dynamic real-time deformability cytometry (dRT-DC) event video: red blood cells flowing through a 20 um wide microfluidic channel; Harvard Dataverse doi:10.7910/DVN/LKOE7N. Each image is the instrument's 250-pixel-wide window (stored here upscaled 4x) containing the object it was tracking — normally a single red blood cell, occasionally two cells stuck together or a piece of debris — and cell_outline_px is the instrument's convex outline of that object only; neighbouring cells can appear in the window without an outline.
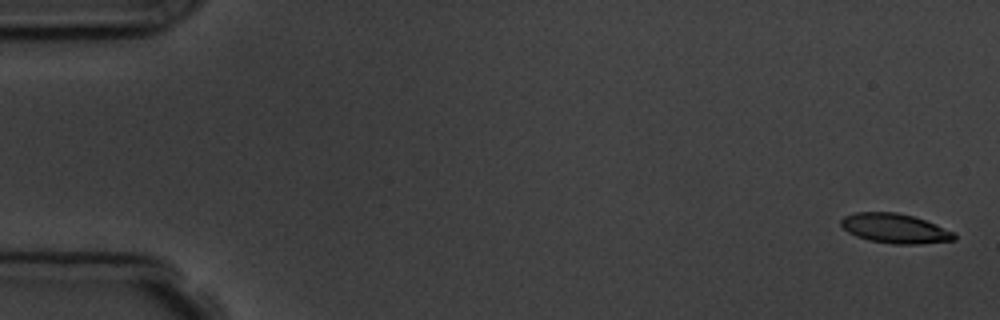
{"species": "common noctule bat (a hibernating species)", "species_latin": "Nyctalus noctula", "temperature_condition": "room temperature", "stored_images_in_passage": 5, "camera_frame_rate_fps": 3000, "um_per_image_px": 0.085, "animal": {"sex": "male", "body_mass_g": 19.5, "forearm_length_mm": 54.6}, "frame": {"image": 1, "passage_image": 1, "time_ms": 0.0, "image_size_px": [1000, 320], "cell_outline_px": [[956, 240], [920, 244], [892, 244], [868, 240], [856, 236], [848, 232], [840, 224], [840, 220], [844, 216], [856, 212], [896, 212], [912, 216], [936, 224], [956, 232]], "centroid_in_image_um": [76.09, 19.42], "position_along_channel_um": 8.9, "area_um2": 19.65}}
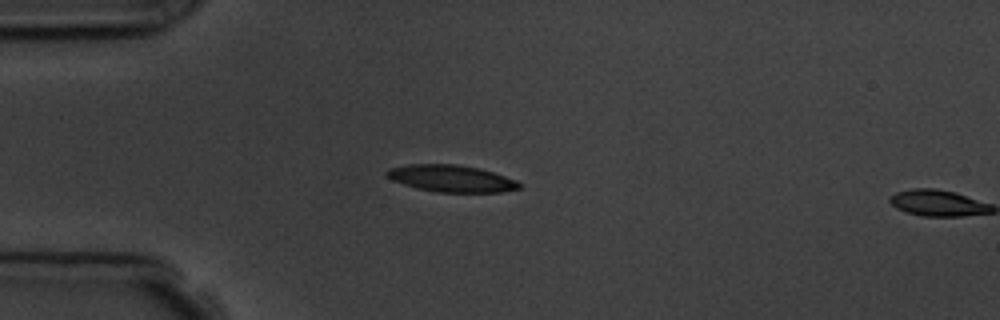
{"frame": {"image": 2, "passage_image": 4, "time_ms": 4.333, "image_size_px": [1000, 320], "cell_outline_px": [[520, 188], [500, 192], [436, 192], [416, 188], [392, 180], [384, 172], [388, 168], [408, 164], [456, 164], [480, 168], [516, 180], [520, 184]], "centroid_in_image_um": [38.33, 15.16], "position_along_channel_um": 46.7, "area_um2": 20.69}}